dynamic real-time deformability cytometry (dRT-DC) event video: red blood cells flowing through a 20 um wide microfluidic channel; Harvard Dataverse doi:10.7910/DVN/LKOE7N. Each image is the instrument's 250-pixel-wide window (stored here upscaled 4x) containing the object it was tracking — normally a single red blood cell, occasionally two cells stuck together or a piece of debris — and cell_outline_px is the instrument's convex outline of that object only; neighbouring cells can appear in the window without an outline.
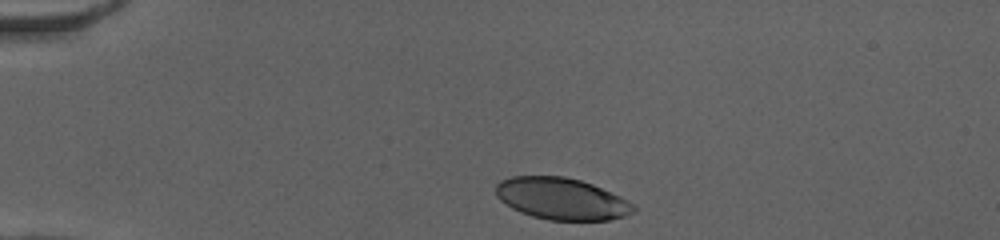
{"species": "human", "species_latin": "Homo sapiens", "temperature_condition": "cold", "stored_images_in_passage": 33, "camera_frame_rate_fps": 3000, "um_per_image_px": 0.085, "donor": {"sex": "female"}, "frame": {"image": 1, "passage_image": 1, "time_ms": 0.0, "image_size_px": [1000, 240], "cell_outline_px": [[636, 208], [632, 212], [624, 216], [608, 220], [548, 220], [532, 216], [520, 212], [512, 208], [500, 200], [496, 196], [496, 184], [500, 180], [512, 176], [564, 176], [580, 180], [592, 184], [620, 196], [636, 204]], "centroid_in_image_um": [47.73, 16.89], "position_along_channel_um": 37.3, "area_um2": 33.58}}
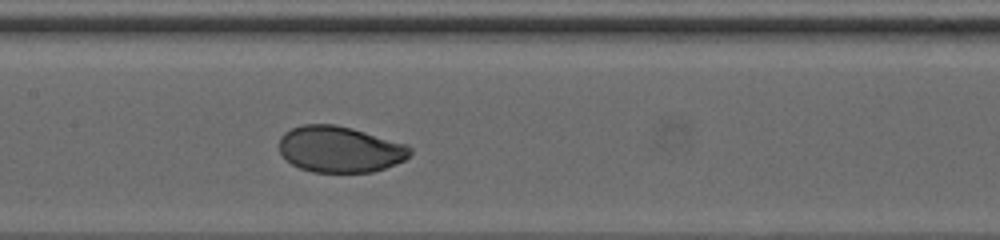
{"frame": {"image": 2, "passage_image": 16, "time_ms": 5.0, "image_size_px": [1000, 240], "cell_outline_px": [[412, 152], [404, 160], [396, 164], [372, 172], [312, 172], [300, 168], [292, 164], [280, 152], [280, 136], [284, 132], [292, 128], [304, 124], [336, 124], [352, 128], [408, 144], [412, 148]], "centroid_in_image_um": [28.91, 12.68], "position_along_channel_um": 178.5, "area_um2": 35.32}}
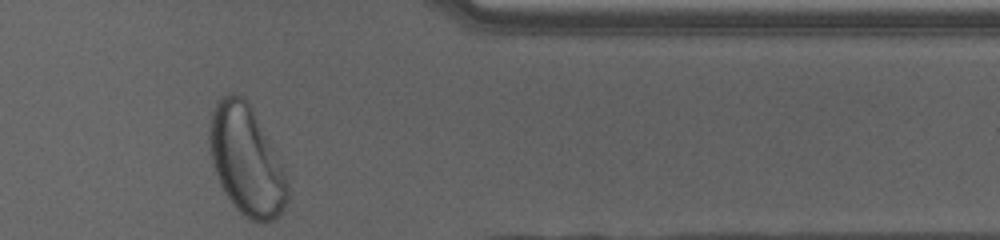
{"frame": {"image": 3, "passage_image": 33, "time_ms": 10.667, "image_size_px": [1000, 240], "cell_outline_px": [[288, 200], [284, 212], [276, 220], [264, 224], [252, 220], [244, 216], [236, 208], [228, 196], [216, 172], [212, 160], [208, 144], [208, 128], [212, 112], [216, 100], [220, 96], [228, 92], [240, 96], [248, 100], [284, 164], [288, 184]], "centroid_in_image_um": [20.99, 13.62], "position_along_channel_um": 390.4, "area_um2": 50.63}, "authors_computed_cell_mechanics": {"area_um2": 35.4314, "velocity_mm_per_s": 3.9434, "shape_relaxation_time_tau1_ms": 2.4172, "shape_relaxation_time_tau2_ms": null, "deformation_change_tau1": 0.1286, "deformation_change_tau2": null}}